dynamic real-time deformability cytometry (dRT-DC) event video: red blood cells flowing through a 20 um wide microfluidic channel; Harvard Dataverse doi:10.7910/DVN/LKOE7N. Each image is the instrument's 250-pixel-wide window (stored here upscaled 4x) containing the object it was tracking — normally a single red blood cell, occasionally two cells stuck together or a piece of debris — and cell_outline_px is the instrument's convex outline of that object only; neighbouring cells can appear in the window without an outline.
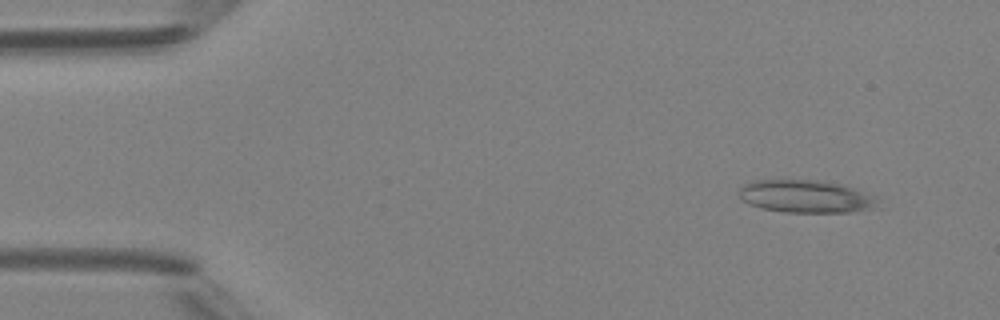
{"species": "Egyptian fruit bat (a non-hibernating species)", "species_latin": "Rousettus aegyptiacus", "temperature_condition": "room temperature", "stored_images_in_passage": 5, "camera_frame_rate_fps": 3000, "um_per_image_px": 0.085, "animal": {"sex": "female"}, "frame": {"image": 1, "passage_image": 2, "time_ms": 1.333, "image_size_px": [1000, 320], "cell_outline_px": [[880, 208], [848, 212], [784, 212], [760, 208], [748, 204], [740, 200], [736, 192], [744, 184], [752, 180], [816, 180], [844, 184], [856, 188], [876, 196], [880, 200]], "centroid_in_image_um": [68.52, 16.7], "position_along_channel_um": 16.5, "area_um2": 27.17}}
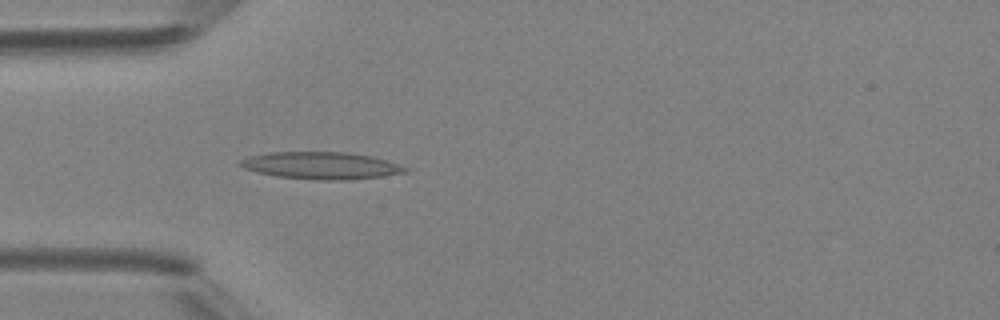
{"frame": {"image": 2, "passage_image": 5, "time_ms": 4.667, "image_size_px": [1000, 320], "cell_outline_px": [[408, 172], [380, 176], [328, 180], [324, 180], [276, 176], [256, 172], [244, 168], [236, 164], [240, 160], [248, 156], [268, 152], [348, 152], [372, 156], [408, 168]], "centroid_in_image_um": [27.2, 14.05], "position_along_channel_um": 57.8, "area_um2": 25.72}}